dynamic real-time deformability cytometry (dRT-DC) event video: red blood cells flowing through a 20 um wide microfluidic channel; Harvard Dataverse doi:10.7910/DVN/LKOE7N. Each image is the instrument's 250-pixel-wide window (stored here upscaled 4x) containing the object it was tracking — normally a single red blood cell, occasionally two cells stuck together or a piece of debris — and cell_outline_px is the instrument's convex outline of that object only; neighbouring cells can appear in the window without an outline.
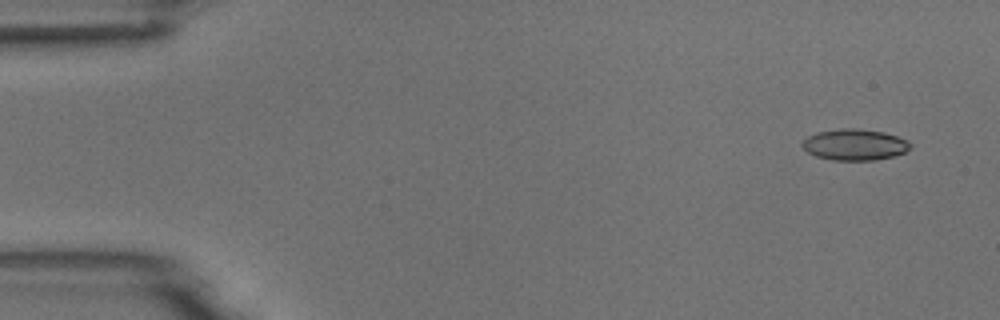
{"species": "common noctule bat (a hibernating species)", "species_latin": "Nyctalus noctula", "temperature_condition": "room temperature", "stored_images_in_passage": 5, "camera_frame_rate_fps": 3000, "um_per_image_px": 0.085, "animal": {"sex": "male", "body_mass_g": 18.8}, "frame": {"image": 1, "passage_image": 2, "time_ms": 1.0, "image_size_px": [1000, 320], "cell_outline_px": [[912, 148], [904, 152], [892, 156], [872, 160], [832, 160], [816, 156], [808, 152], [800, 144], [808, 136], [816, 132], [840, 128], [856, 128], [884, 132], [908, 140], [912, 144]], "centroid_in_image_um": [72.65, 12.28], "position_along_channel_um": 12.4, "area_um2": 19.65}}